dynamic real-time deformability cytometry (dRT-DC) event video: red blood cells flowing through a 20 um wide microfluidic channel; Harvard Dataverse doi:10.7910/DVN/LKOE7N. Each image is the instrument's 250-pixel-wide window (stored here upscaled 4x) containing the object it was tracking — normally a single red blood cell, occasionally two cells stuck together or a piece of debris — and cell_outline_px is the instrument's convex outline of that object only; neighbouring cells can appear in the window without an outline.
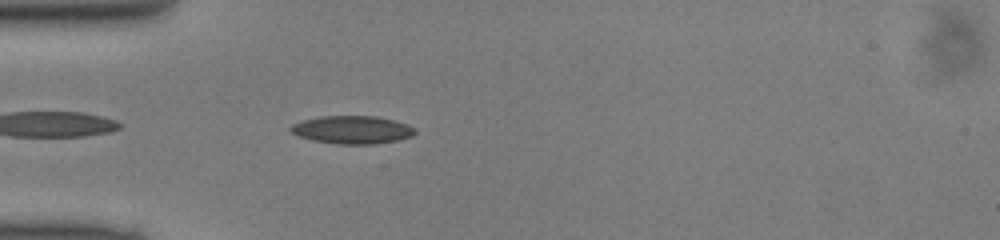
{"species": "common noctule bat (a hibernating species)", "species_latin": "Nyctalus noctula", "temperature_condition": "cold", "stored_images_in_passage": 21, "camera_frame_rate_fps": 3000, "um_per_image_px": 0.085, "animal": {"sex": "male", "body_mass_g": 13.0, "forearm_length_mm": 53.1}, "frame": {"image": 1, "passage_image": 2, "time_ms": 0.333, "image_size_px": [1000, 240], "cell_outline_px": [[416, 132], [412, 136], [396, 140], [376, 144], [340, 144], [312, 140], [300, 136], [292, 132], [288, 128], [292, 124], [304, 120], [320, 116], [376, 116], [408, 124]], "centroid_in_image_um": [29.93, 11.03], "position_along_channel_um": 55.1, "area_um2": 20.06}}
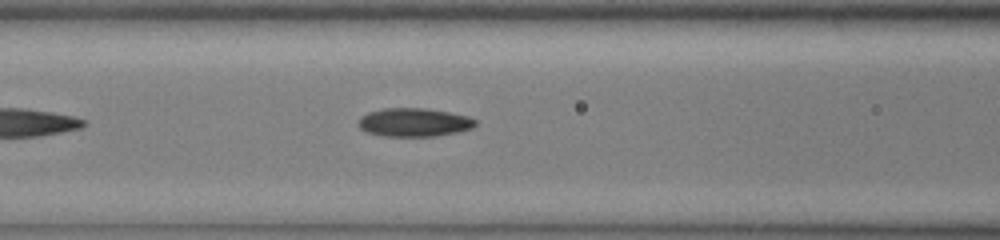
{"frame": {"image": 2, "passage_image": 8, "time_ms": 2.333, "image_size_px": [1000, 240], "cell_outline_px": [[476, 124], [472, 128], [460, 132], [436, 136], [384, 136], [368, 132], [360, 128], [356, 124], [360, 116], [368, 112], [384, 108], [424, 108], [448, 112], [468, 116], [476, 120]], "centroid_in_image_um": [35.18, 10.4], "position_along_channel_um": 131.4, "area_um2": 19.54}}
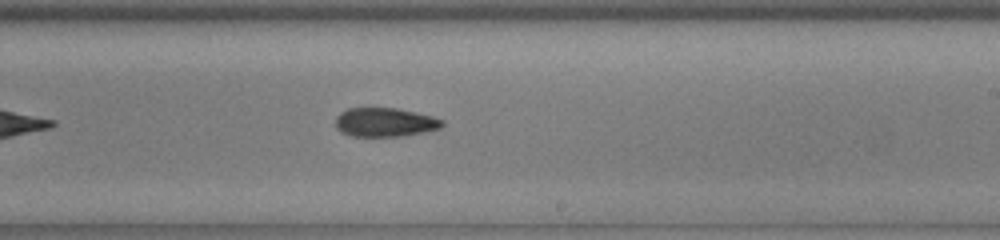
{"frame": {"image": 3, "passage_image": 17, "time_ms": 5.333, "image_size_px": [1000, 240], "cell_outline_px": [[444, 124], [440, 128], [424, 132], [404, 136], [352, 136], [340, 132], [336, 128], [336, 116], [340, 112], [348, 108], [396, 108], [432, 116], [444, 120]], "centroid_in_image_um": [32.71, 10.39], "position_along_channel_um": 256.3, "area_um2": 18.03}}